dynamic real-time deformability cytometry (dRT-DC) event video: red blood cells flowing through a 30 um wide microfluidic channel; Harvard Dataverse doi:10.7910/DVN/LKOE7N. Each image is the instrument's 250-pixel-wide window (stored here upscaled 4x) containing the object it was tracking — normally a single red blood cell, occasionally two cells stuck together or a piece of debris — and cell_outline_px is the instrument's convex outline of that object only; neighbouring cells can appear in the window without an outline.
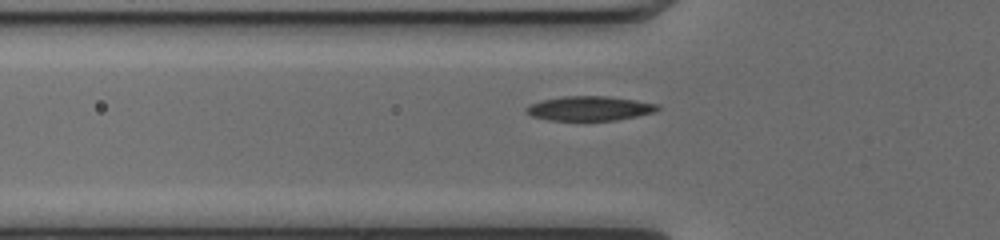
{"species": "common noctule bat (a hibernating species)", "species_latin": "Nyctalus noctula", "temperature_condition": "cold", "stored_images_in_passage": 38, "camera_frame_rate_fps": 3000, "um_per_image_px": 0.085, "animal": {"sex": "female", "body_mass_g": 17.0, "forearm_length_mm": 48.0}, "frame": {"image": 1, "passage_image": 5, "time_ms": 1.333, "image_size_px": [1000, 240], "cell_outline_px": [[660, 108], [656, 112], [616, 120], [548, 120], [532, 116], [524, 108], [528, 104], [540, 100], [560, 96], [608, 96], [636, 100], [660, 104]], "centroid_in_image_um": [50.11, 9.2], "position_along_channel_um": 75.7, "area_um2": 18.9}}
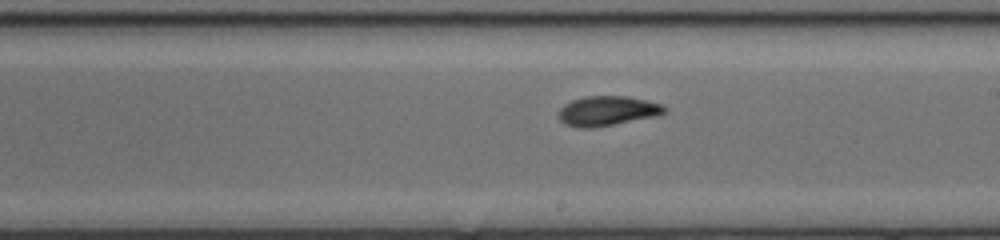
{"frame": {"image": 2, "passage_image": 17, "time_ms": 5.333, "image_size_px": [1000, 240], "cell_outline_px": [[668, 112], [660, 116], [592, 128], [576, 128], [564, 124], [556, 116], [560, 108], [564, 104], [572, 100], [588, 96], [628, 96], [664, 104], [668, 108]], "centroid_in_image_um": [51.66, 9.43], "position_along_channel_um": 237.3, "area_um2": 18.84}}
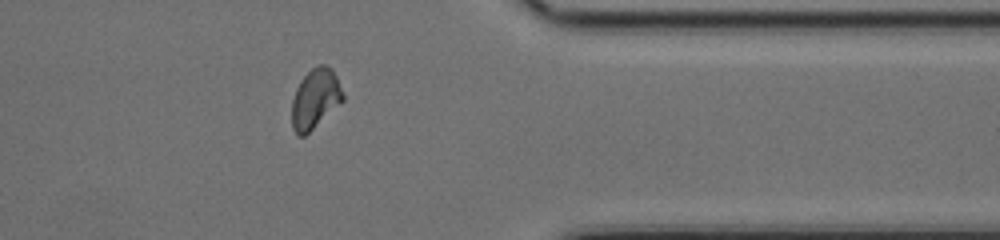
{"frame": {"image": 3, "passage_image": 29, "time_ms": 9.333, "image_size_px": [1000, 240], "cell_outline_px": [[344, 100], [304, 136], [296, 136], [292, 128], [292, 100], [296, 88], [300, 80], [316, 64], [324, 64], [332, 68], [336, 76], [344, 96]], "centroid_in_image_um": [26.78, 8.38], "position_along_channel_um": 384.6, "area_um2": 17.74}}